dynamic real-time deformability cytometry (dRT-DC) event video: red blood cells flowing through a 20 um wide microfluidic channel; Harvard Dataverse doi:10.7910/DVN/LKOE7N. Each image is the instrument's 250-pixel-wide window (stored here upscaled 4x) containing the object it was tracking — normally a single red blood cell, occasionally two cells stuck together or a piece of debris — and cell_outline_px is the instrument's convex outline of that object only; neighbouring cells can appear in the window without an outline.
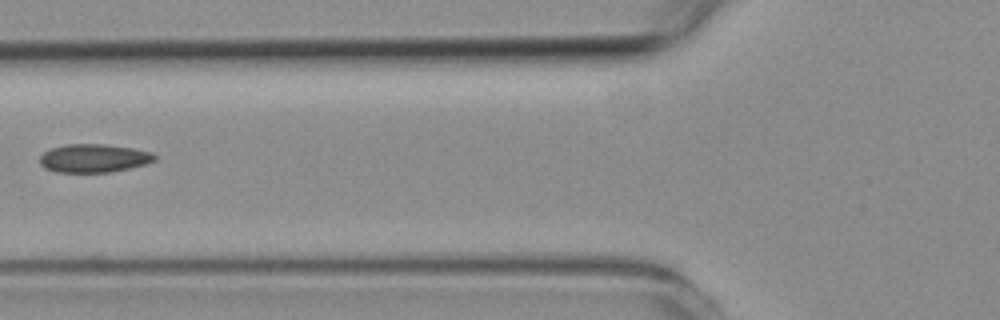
{"species": "common noctule bat (a hibernating species)", "species_latin": "Nyctalus noctula", "temperature_condition": "room temperature", "stored_images_in_passage": 3, "camera_frame_rate_fps": 3000, "um_per_image_px": 0.085, "animal": {"sex": "female", "body_mass_g": 19.3, "forearm_length_mm": 54.1}, "frame": {"image": 1, "passage_image": 3, "time_ms": 2.333, "image_size_px": [1000, 320], "cell_outline_px": [[156, 160], [144, 164], [128, 168], [108, 172], [56, 172], [44, 168], [40, 164], [40, 156], [44, 152], [52, 148], [68, 144], [104, 144], [132, 148], [152, 152], [156, 156]], "centroid_in_image_um": [7.96, 13.45], "position_along_channel_um": 117.8, "area_um2": 18.84}}